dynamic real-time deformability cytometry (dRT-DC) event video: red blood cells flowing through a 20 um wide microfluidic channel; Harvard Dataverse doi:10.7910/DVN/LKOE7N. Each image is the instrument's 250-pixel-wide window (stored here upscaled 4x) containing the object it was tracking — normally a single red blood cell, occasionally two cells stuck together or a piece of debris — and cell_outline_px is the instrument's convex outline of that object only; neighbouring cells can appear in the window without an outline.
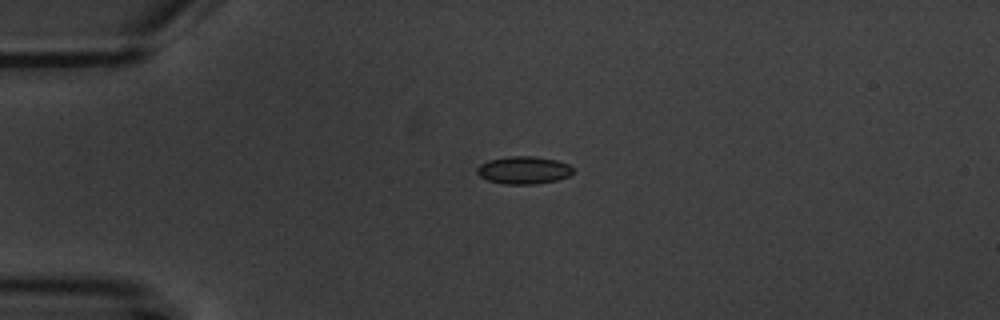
{"species": "common noctule bat (a hibernating species)", "species_latin": "Nyctalus noctula", "temperature_condition": "warm", "stored_images_in_passage": 5, "camera_frame_rate_fps": 3000, "um_per_image_px": 0.085, "animal": {"sex": "male", "body_mass_g": 20.1, "forearm_length_mm": 53.5}, "frame": {"image": 1, "passage_image": 5, "time_ms": 5.0, "image_size_px": [1000, 320], "cell_outline_px": [[572, 172], [568, 176], [556, 180], [536, 184], [504, 184], [488, 180], [480, 176], [476, 172], [476, 168], [480, 164], [488, 160], [508, 156], [536, 156], [556, 160], [568, 164], [572, 168]], "centroid_in_image_um": [44.48, 14.45], "position_along_channel_um": 40.5, "area_um2": 15.43}}